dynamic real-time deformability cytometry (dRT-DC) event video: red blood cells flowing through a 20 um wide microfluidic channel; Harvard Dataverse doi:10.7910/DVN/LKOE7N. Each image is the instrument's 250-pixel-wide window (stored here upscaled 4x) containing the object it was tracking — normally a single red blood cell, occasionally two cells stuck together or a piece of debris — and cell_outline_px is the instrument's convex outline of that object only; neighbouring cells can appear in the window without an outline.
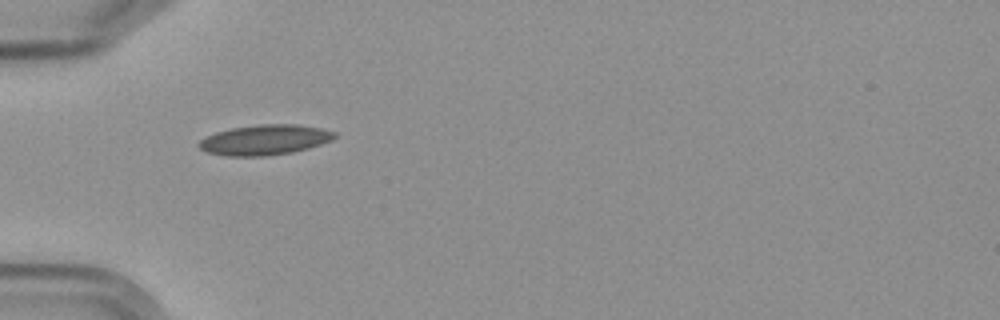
{"species": "Egyptian fruit bat (a non-hibernating species)", "species_latin": "Rousettus aegyptiacus", "temperature_condition": "cold", "stored_images_in_passage": 4, "camera_frame_rate_fps": 3000, "um_per_image_px": 0.085, "frame": {"image": 1, "passage_image": 1, "time_ms": 0.0, "image_size_px": [1000, 320], "cell_outline_px": [[336, 136], [332, 140], [308, 148], [292, 152], [264, 156], [228, 156], [208, 152], [200, 148], [196, 144], [204, 136], [216, 132], [232, 128], [260, 124], [300, 124], [320, 128], [336, 132]], "centroid_in_image_um": [22.49, 11.88], "position_along_channel_um": 62.5, "area_um2": 23.87}}
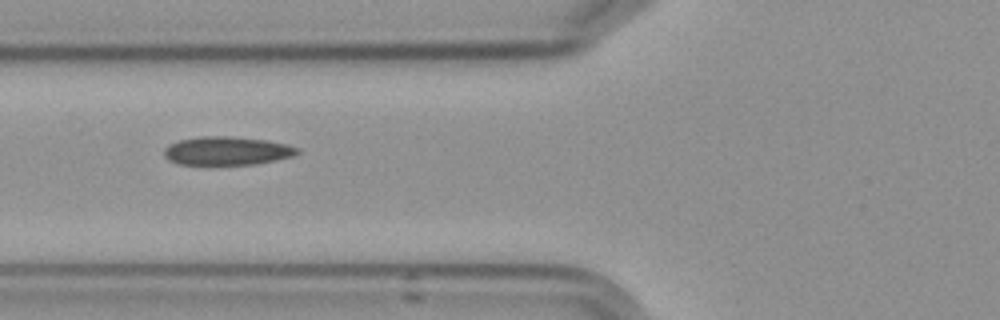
{"frame": {"image": 2, "passage_image": 2, "time_ms": 1.333, "image_size_px": [1000, 320], "cell_outline_px": [[300, 152], [292, 156], [256, 164], [176, 164], [168, 160], [164, 156], [164, 148], [168, 144], [180, 140], [200, 136], [232, 136], [268, 140], [288, 144], [300, 148]], "centroid_in_image_um": [19.29, 12.81], "position_along_channel_um": 106.5, "area_um2": 22.25}}
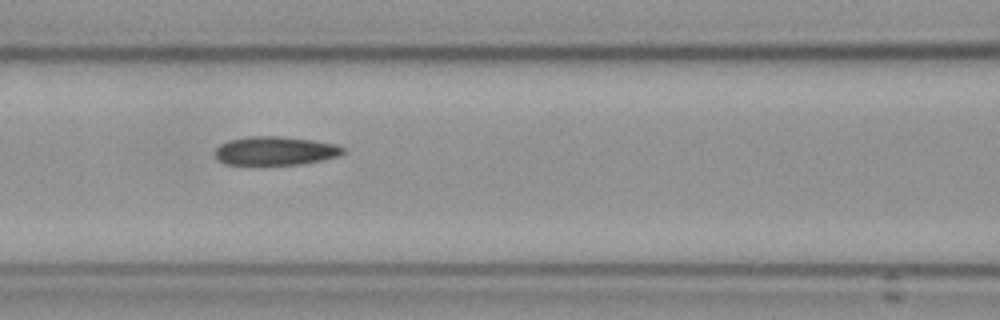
{"frame": {"image": 3, "passage_image": 3, "time_ms": 2.333, "image_size_px": [1000, 320], "cell_outline_px": [[348, 152], [340, 156], [300, 164], [260, 168], [224, 164], [216, 160], [216, 148], [220, 144], [228, 140], [248, 136], [284, 136], [312, 140], [336, 144], [344, 148]], "centroid_in_image_um": [23.35, 12.87], "position_along_channel_um": 143.2, "area_um2": 22.6}}